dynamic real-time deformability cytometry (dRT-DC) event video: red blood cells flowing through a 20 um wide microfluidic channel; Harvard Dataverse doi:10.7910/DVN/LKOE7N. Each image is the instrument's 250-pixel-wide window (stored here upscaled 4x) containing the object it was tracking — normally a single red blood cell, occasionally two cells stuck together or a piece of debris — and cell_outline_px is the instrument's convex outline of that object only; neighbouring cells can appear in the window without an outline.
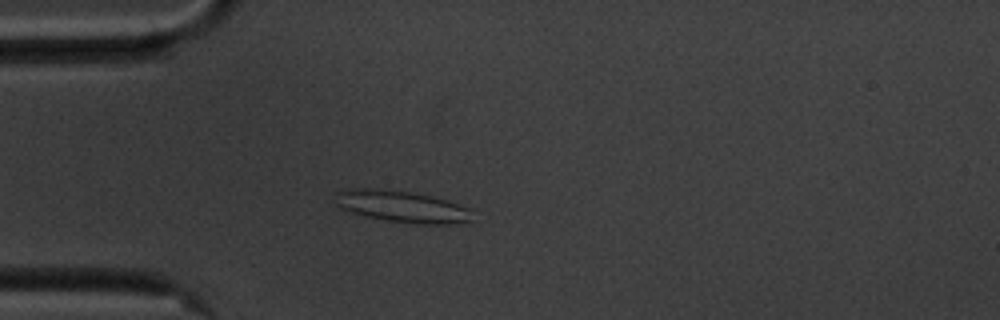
{"species": "common noctule bat (a hibernating species)", "species_latin": "Nyctalus noctula", "temperature_condition": "cold", "stored_images_in_passage": 55, "camera_frame_rate_fps": 3000, "um_per_image_px": 0.085, "animal": {"sex": "male", "body_mass_g": 20.1, "forearm_length_mm": 53.5}, "frame": {"image": 1, "passage_image": 14, "time_ms": 4.333, "image_size_px": [1000, 320], "cell_outline_px": [[472, 220], [448, 224], [416, 224], [388, 220], [368, 216], [352, 212], [340, 208], [336, 204], [336, 192], [348, 188], [364, 188], [408, 192], [448, 200], [468, 208]], "centroid_in_image_um": [34.13, 17.55], "position_along_channel_um": 50.9, "area_um2": 24.68}}
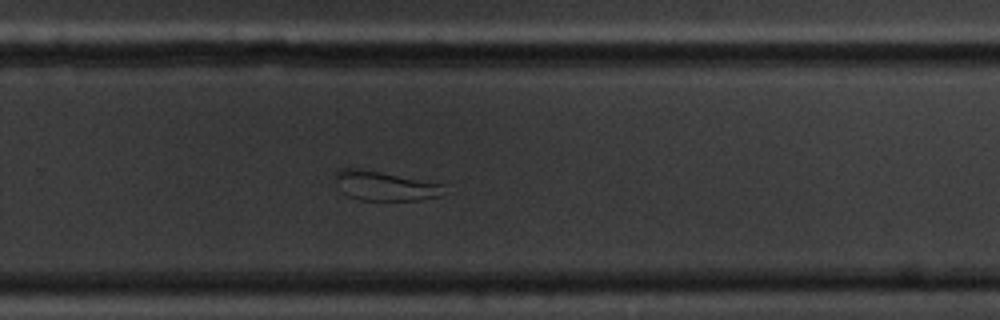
{"frame": {"image": 2, "passage_image": 36, "time_ms": 11.667, "image_size_px": [1000, 320], "cell_outline_px": [[452, 192], [440, 196], [420, 200], [360, 200], [348, 196], [340, 192], [336, 180], [336, 172], [340, 168], [356, 168], [380, 172], [444, 184]], "centroid_in_image_um": [32.79, 15.82], "position_along_channel_um": 297.0, "area_um2": 18.9}}
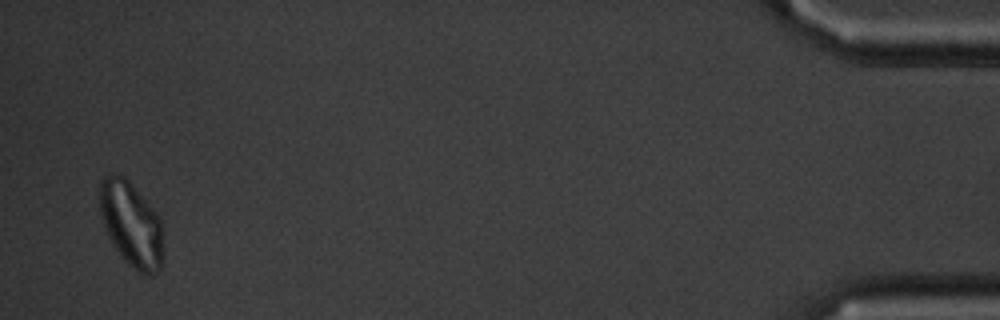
{"frame": {"image": 3, "passage_image": 54, "time_ms": 17.667, "image_size_px": [1000, 320], "cell_outline_px": [[164, 264], [152, 276], [140, 276], [124, 260], [108, 236], [104, 228], [100, 212], [100, 180], [104, 176], [112, 172], [124, 176], [128, 180], [160, 216], [164, 248]], "centroid_in_image_um": [11.19, 19.11], "position_along_channel_um": 424.0, "area_um2": 32.14}, "authors_computed_cell_mechanics": {"area_um2": 26.8192, "velocity_mm_per_s": 3.5002, "shape_relaxation_time_tau1_ms": null, "shape_relaxation_time_tau2_ms": 3.5522, "deformation_change_tau1": null, "deformation_change_tau2": 0.1021}}